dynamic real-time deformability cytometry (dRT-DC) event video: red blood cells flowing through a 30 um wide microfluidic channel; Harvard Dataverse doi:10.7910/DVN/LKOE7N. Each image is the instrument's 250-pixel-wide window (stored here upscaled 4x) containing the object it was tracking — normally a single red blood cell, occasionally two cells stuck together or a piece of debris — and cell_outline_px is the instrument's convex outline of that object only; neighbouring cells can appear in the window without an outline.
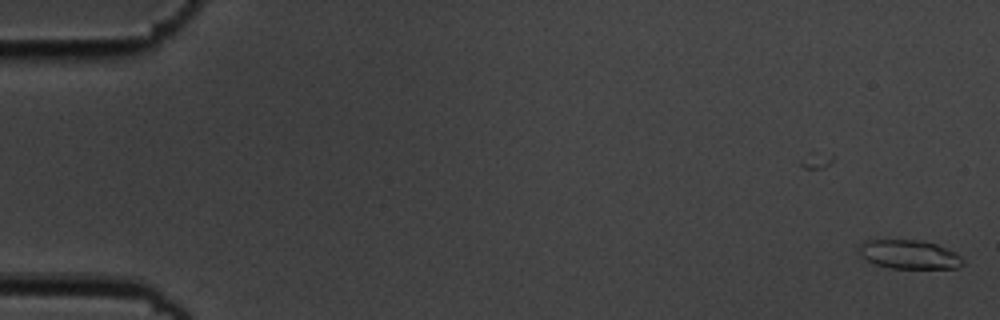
{"species": "common noctule bat (a hibernating species)", "species_latin": "Nyctalus noctula", "temperature_condition": "cold", "stored_images_in_passage": 6, "camera_frame_rate_fps": 3000, "um_per_image_px": 0.085, "animal": {"sex": "male", "body_mass_g": 19.5, "forearm_length_mm": 54.6}, "frame": {"image": 1, "passage_image": 6, "time_ms": 1.667, "image_size_px": [1000, 320], "cell_outline_px": [[964, 264], [956, 268], [892, 268], [872, 264], [860, 256], [856, 252], [856, 248], [864, 240], [920, 240], [936, 244], [956, 252], [964, 260]], "centroid_in_image_um": [77.22, 21.63], "position_along_channel_um": 7.8, "area_um2": 17.8}}